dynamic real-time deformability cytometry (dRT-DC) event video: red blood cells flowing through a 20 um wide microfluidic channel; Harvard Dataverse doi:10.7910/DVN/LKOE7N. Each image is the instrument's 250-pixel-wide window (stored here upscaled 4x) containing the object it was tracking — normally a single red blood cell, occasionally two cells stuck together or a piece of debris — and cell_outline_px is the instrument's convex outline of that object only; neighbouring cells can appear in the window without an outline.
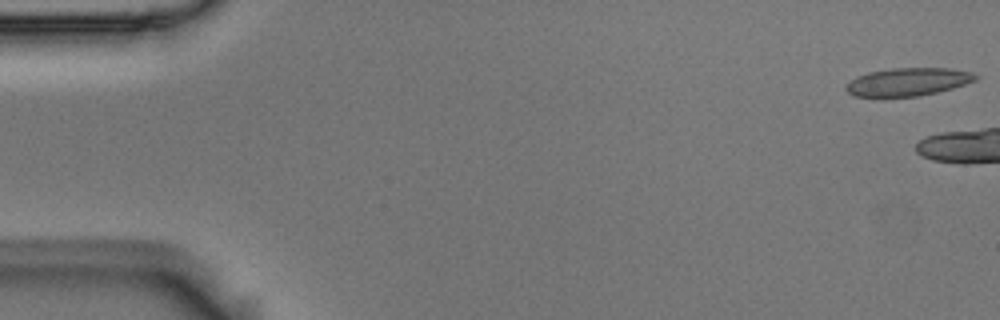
{"species": "Egyptian fruit bat (a non-hibernating species)", "species_latin": "Rousettus aegyptiacus", "temperature_condition": "room temperature", "stored_images_in_passage": 10, "camera_frame_rate_fps": 3000, "um_per_image_px": 0.085, "animal": {"sex": "male"}, "frame": {"image": 1, "passage_image": 1, "time_ms": 0.0, "image_size_px": [1000, 320], "cell_outline_px": [[980, 76], [976, 80], [952, 88], [936, 92], [916, 96], [852, 96], [844, 88], [856, 76], [868, 72], [892, 68], [948, 68], [972, 72]], "centroid_in_image_um": [77.18, 6.94], "position_along_channel_um": 7.8, "area_um2": 20.92}}